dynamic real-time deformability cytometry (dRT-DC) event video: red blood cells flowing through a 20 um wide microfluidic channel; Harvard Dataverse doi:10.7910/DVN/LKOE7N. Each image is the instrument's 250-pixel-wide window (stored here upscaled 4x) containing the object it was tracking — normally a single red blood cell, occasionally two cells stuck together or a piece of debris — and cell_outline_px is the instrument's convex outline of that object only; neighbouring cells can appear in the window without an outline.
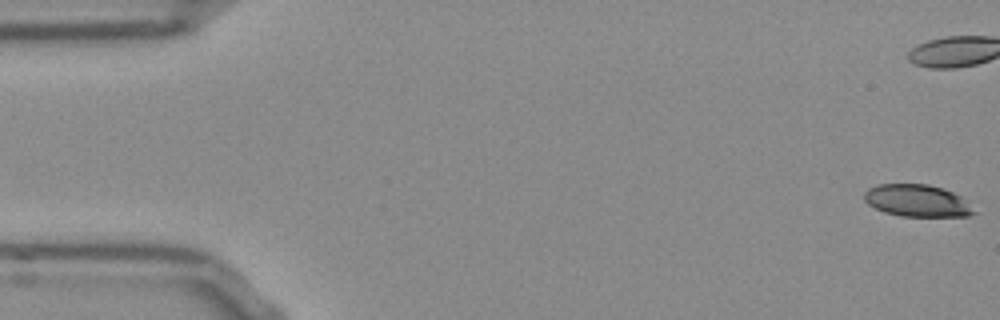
{"species": "Egyptian fruit bat (a non-hibernating species)", "species_latin": "Rousettus aegyptiacus", "temperature_condition": "room temperature", "stored_images_in_passage": 54, "camera_frame_rate_fps": 3000, "um_per_image_px": 0.085, "frame": {"image": 1, "passage_image": 1, "time_ms": 0.0, "image_size_px": [1000, 320], "cell_outline_px": [[976, 212], [968, 216], [900, 216], [884, 212], [868, 204], [864, 200], [864, 192], [868, 188], [876, 184], [928, 184], [952, 192], [960, 196]], "centroid_in_image_um": [77.9, 17.05], "position_along_channel_um": 7.1, "area_um2": 20.35}}
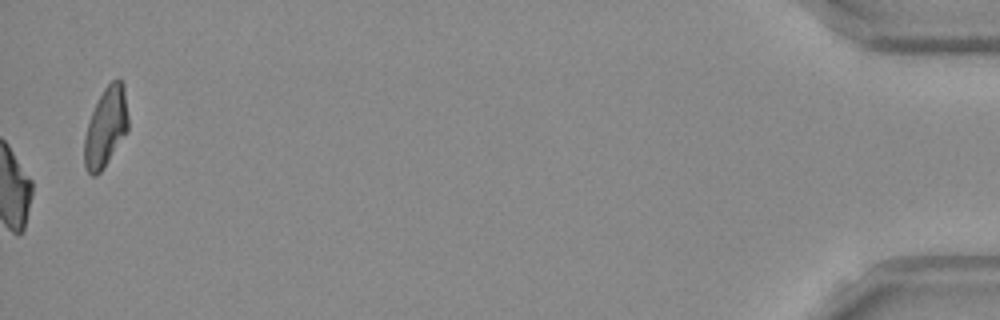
{"frame": {"image": 2, "passage_image": 54, "time_ms": 17.667, "image_size_px": [1000, 320], "cell_outline_px": [[128, 128], [100, 172], [96, 176], [92, 176], [88, 172], [84, 164], [84, 136], [92, 112], [104, 88], [112, 80], [120, 80], [124, 84], [128, 116]], "centroid_in_image_um": [8.98, 10.79], "position_along_channel_um": 426.2, "area_um2": 19.77}, "authors_computed_cell_mechanics": {"area_um2": 23.2356, "velocity_mm_per_s": 3.8164, "shape_relaxation_time_tau1_ms": null, "shape_relaxation_time_tau2_ms": 8.497, "deformation_change_tau1": null, "deformation_change_tau2": 0.1782}}